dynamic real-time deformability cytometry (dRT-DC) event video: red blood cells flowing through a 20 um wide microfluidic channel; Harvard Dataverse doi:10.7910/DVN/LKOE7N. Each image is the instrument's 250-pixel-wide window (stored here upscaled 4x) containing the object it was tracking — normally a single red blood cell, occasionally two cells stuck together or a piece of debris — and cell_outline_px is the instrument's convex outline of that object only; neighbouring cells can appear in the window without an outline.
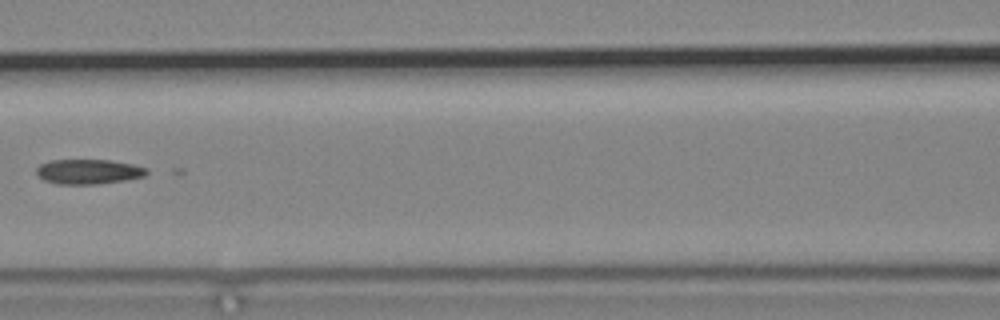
{"species": "common noctule bat (a hibernating species)", "species_latin": "Nyctalus noctula", "temperature_condition": "cold", "stored_images_in_passage": 8, "camera_frame_rate_fps": 3000, "um_per_image_px": 0.085, "animal": {"sex": "male", "body_mass_g": 19.2, "forearm_length_mm": 51.8}, "frame": {"image": 1, "passage_image": 5, "time_ms": 4.667, "image_size_px": [1000, 320], "cell_outline_px": [[148, 172], [144, 176], [124, 180], [92, 184], [56, 184], [44, 180], [36, 172], [36, 168], [40, 164], [48, 160], [112, 160], [132, 164], [148, 168]], "centroid_in_image_um": [7.5, 14.58], "position_along_channel_um": 159.1, "area_um2": 15.9}}
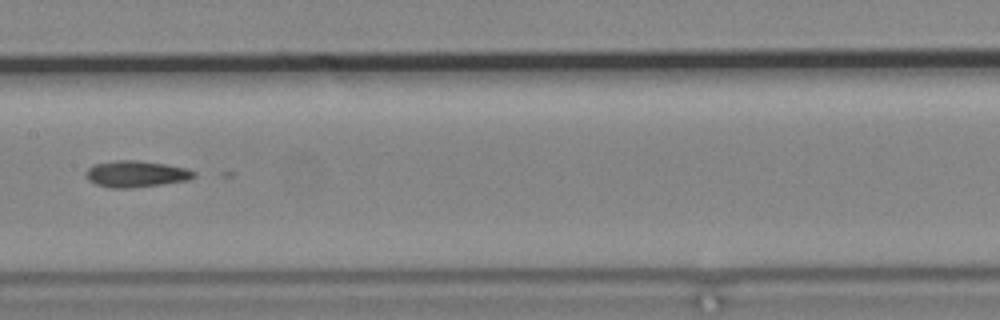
{"frame": {"image": 2, "passage_image": 6, "time_ms": 5.667, "image_size_px": [1000, 320], "cell_outline_px": [[196, 176], [188, 180], [132, 188], [108, 188], [96, 184], [88, 180], [84, 176], [84, 172], [92, 164], [116, 160], [136, 160], [164, 164], [188, 168], [196, 172]], "centroid_in_image_um": [11.52, 14.78], "position_along_channel_um": 195.9, "area_um2": 16.82}}